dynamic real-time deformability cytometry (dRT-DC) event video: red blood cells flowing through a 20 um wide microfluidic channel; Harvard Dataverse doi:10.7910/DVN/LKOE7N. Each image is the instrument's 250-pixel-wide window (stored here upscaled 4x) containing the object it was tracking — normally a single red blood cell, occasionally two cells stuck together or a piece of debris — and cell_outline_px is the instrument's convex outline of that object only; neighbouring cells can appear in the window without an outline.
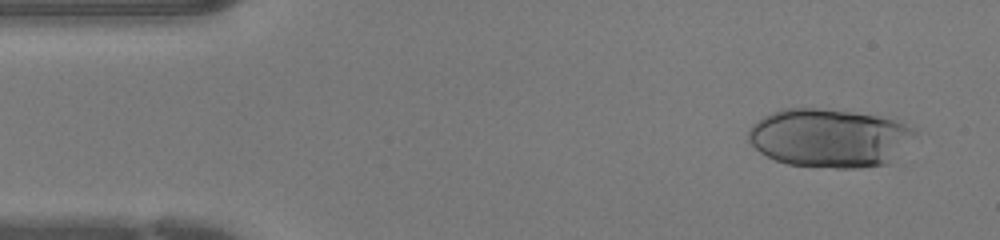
{"species": "human", "species_latin": "Homo sapiens", "temperature_condition": "warm", "stored_images_in_passage": 43, "segment_of_instrument_passage": [1, 2], "camera_frame_rate_fps": 3000, "um_per_image_px": 0.085, "donor": {"sex": "female"}, "frame": {"image": 1, "passage_image": 3, "time_ms": 0.667, "image_size_px": [1000, 240], "cell_outline_px": [[916, 132], [888, 164], [860, 168], [836, 168], [788, 164], [776, 160], [760, 152], [748, 140], [748, 128], [752, 124], [764, 116], [772, 112], [784, 108], [816, 108], [852, 112], [876, 116], [892, 120], [916, 128]], "centroid_in_image_um": [70.45, 11.72], "position_along_channel_um": 14.6, "area_um2": 56.3}}